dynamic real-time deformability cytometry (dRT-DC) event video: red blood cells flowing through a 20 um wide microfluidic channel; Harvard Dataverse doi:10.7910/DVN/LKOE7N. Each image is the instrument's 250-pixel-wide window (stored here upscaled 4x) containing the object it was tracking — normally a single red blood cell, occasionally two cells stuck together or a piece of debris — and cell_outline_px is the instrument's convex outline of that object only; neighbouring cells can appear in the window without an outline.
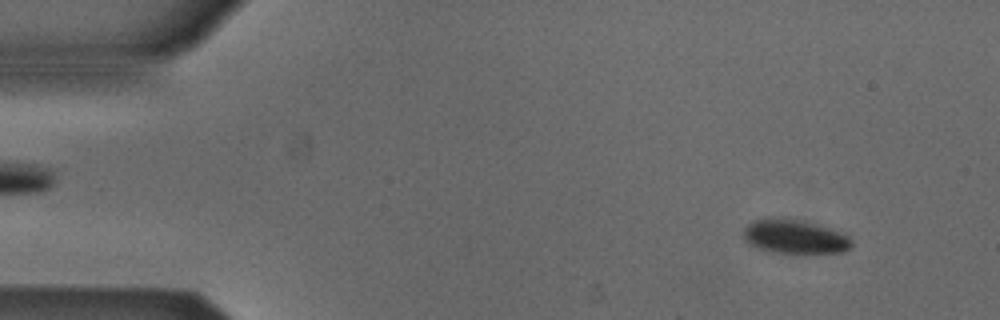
{"species": "Egyptian fruit bat (a non-hibernating species)", "species_latin": "Rousettus aegyptiacus", "temperature_condition": "cold", "stored_images_in_passage": 53, "camera_frame_rate_fps": 3000, "um_per_image_px": 0.085, "animal": {"sex": "male"}, "frame": {"image": 1, "passage_image": 5, "time_ms": 1.333, "image_size_px": [1000, 320], "cell_outline_px": [[852, 244], [844, 252], [804, 256], [800, 256], [772, 252], [748, 244], [744, 240], [744, 228], [752, 220], [804, 220], [820, 224], [844, 232], [852, 240]], "centroid_in_image_um": [67.65, 20.19], "position_along_channel_um": 17.4, "area_um2": 22.08}}
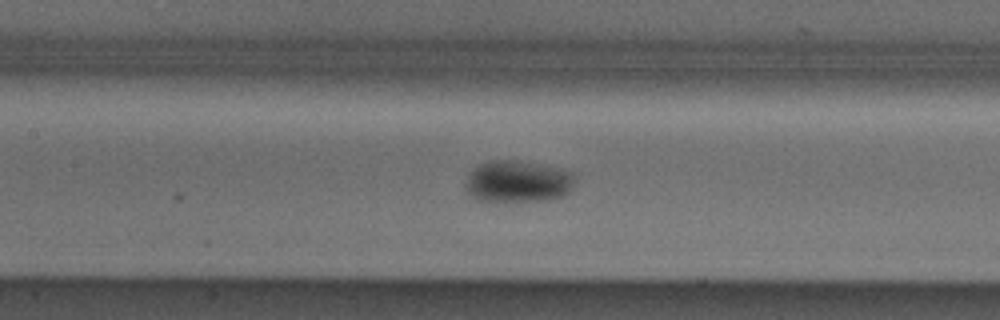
{"frame": {"image": 2, "passage_image": 24, "time_ms": 7.667, "image_size_px": [1000, 320], "cell_outline_px": [[576, 176], [568, 192], [560, 196], [548, 200], [476, 200], [464, 188], [464, 184], [468, 176], [480, 164], [492, 160], [516, 160], [556, 168], [572, 172]], "centroid_in_image_um": [43.99, 15.42], "position_along_channel_um": 163.4, "area_um2": 26.07}}
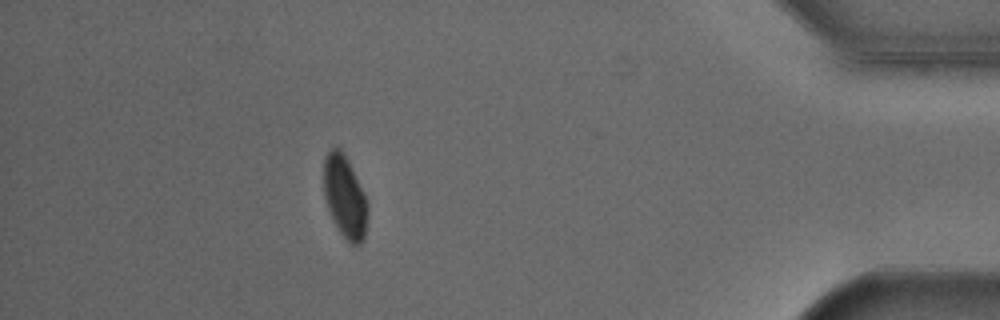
{"frame": {"image": 3, "passage_image": 47, "time_ms": 15.333, "image_size_px": [1000, 320], "cell_outline_px": [[368, 216], [364, 240], [360, 244], [352, 244], [336, 228], [332, 220], [324, 196], [324, 156], [332, 148], [340, 148], [348, 160], [368, 200]], "centroid_in_image_um": [29.33, 16.74], "position_along_channel_um": 405.9, "area_um2": 21.21}}